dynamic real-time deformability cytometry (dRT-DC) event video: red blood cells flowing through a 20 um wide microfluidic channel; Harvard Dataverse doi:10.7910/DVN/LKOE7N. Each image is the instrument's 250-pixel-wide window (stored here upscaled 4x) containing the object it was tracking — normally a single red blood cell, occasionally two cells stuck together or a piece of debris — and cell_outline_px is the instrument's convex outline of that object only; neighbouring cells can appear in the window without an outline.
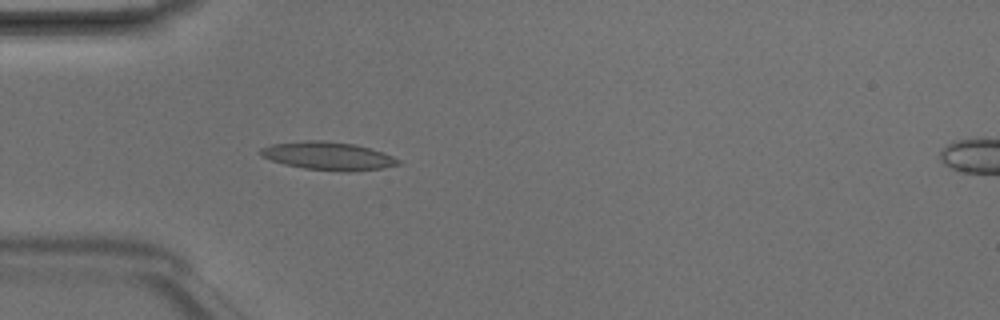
{"species": "Egyptian fruit bat (a non-hibernating species)", "species_latin": "Rousettus aegyptiacus", "temperature_condition": "room temperature", "stored_images_in_passage": 3, "camera_frame_rate_fps": 3000, "um_per_image_px": 0.085, "animal": {"sex": "male"}, "frame": {"image": 1, "passage_image": 3, "time_ms": 0.667, "image_size_px": [1000, 320], "cell_outline_px": [[400, 164], [384, 168], [348, 172], [344, 172], [304, 168], [284, 164], [260, 156], [256, 152], [260, 148], [272, 144], [304, 140], [324, 140], [356, 144], [392, 156], [400, 160]], "centroid_in_image_um": [27.84, 13.25], "position_along_channel_um": 57.2, "area_um2": 22.66}}